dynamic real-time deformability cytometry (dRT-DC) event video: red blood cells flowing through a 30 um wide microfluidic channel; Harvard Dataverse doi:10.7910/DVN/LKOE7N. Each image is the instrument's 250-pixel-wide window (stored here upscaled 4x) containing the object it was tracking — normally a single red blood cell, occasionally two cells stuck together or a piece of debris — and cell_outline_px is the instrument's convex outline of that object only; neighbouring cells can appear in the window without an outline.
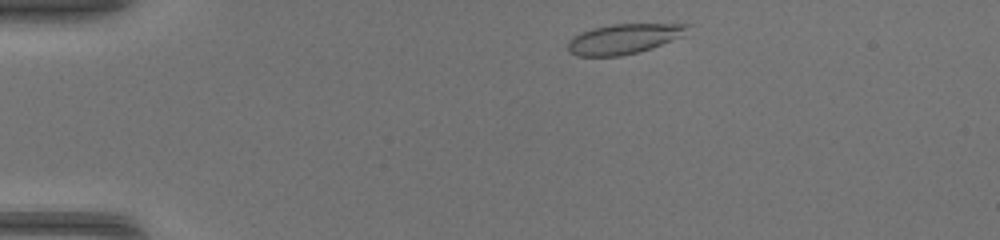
{"species": "common noctule bat (a hibernating species)", "species_latin": "Nyctalus noctula", "temperature_condition": "warm", "stored_images_in_passage": 39, "camera_frame_rate_fps": 3000, "um_per_image_px": 0.085, "animal": {"sex": "female", "body_mass_g": 17.0, "forearm_length_mm": 48.0}, "frame": {"image": 1, "passage_image": 2, "time_ms": 0.333, "image_size_px": [1000, 240], "cell_outline_px": [[692, 24], [684, 36], [652, 48], [620, 56], [576, 56], [568, 52], [568, 40], [572, 36], [580, 32], [592, 28], [612, 24]], "centroid_in_image_um": [53.01, 3.3], "position_along_channel_um": 32.0, "area_um2": 21.1}}
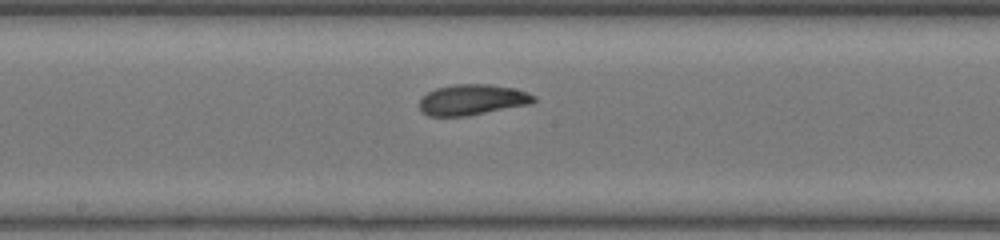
{"frame": {"image": 2, "passage_image": 18, "time_ms": 5.667, "image_size_px": [1000, 240], "cell_outline_px": [[536, 100], [532, 104], [468, 116], [428, 116], [420, 108], [420, 100], [428, 92], [436, 88], [456, 84], [492, 84], [512, 88], [528, 92], [536, 96]], "centroid_in_image_um": [40.19, 8.48], "position_along_channel_um": 208.0, "area_um2": 20.52}}
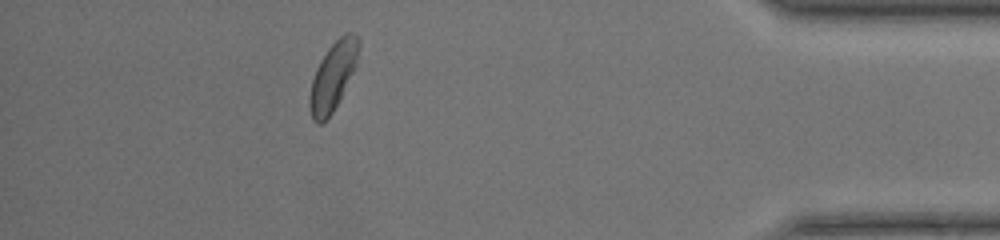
{"frame": {"image": 3, "passage_image": 34, "time_ms": 11.0, "image_size_px": [1000, 240], "cell_outline_px": [[360, 44], [356, 64], [332, 112], [320, 124], [316, 124], [312, 120], [308, 104], [308, 96], [312, 80], [316, 68], [320, 60], [328, 48], [344, 32], [352, 32], [360, 40]], "centroid_in_image_um": [28.26, 6.46], "position_along_channel_um": 406.9, "area_um2": 19.19}}